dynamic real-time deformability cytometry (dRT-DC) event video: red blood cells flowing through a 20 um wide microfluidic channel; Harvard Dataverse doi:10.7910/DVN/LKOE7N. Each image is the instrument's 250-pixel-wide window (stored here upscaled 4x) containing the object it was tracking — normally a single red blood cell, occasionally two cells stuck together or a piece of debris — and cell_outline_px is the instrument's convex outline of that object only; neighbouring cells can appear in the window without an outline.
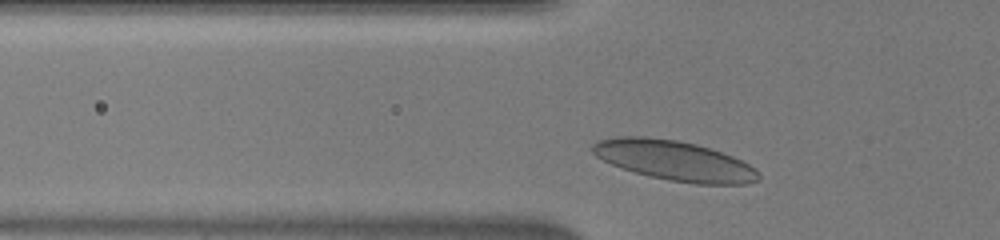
{"species": "human", "species_latin": "Homo sapiens", "temperature_condition": "warm", "stored_images_in_passage": 29, "camera_frame_rate_fps": 3000, "um_per_image_px": 0.085, "donor": {"sex": "male"}, "frame": {"image": 1, "passage_image": 3, "time_ms": 0.667, "image_size_px": [1000, 240], "cell_outline_px": [[760, 180], [744, 184], [696, 184], [668, 180], [620, 168], [596, 156], [592, 152], [592, 144], [596, 140], [616, 136], [644, 136], [676, 140], [696, 144], [712, 148], [732, 156], [756, 168], [760, 176]], "centroid_in_image_um": [57.32, 13.64], "position_along_channel_um": 68.5, "area_um2": 38.67}}
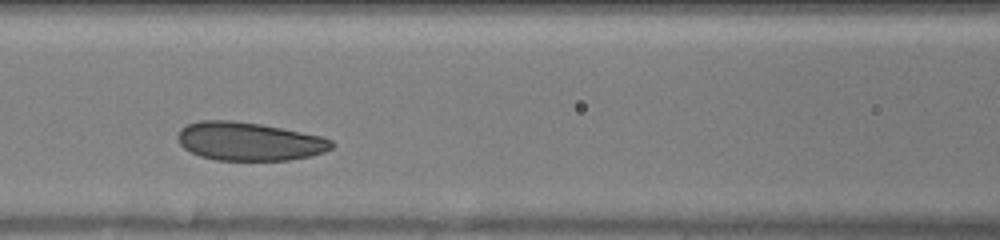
{"frame": {"image": 2, "passage_image": 9, "time_ms": 2.667, "image_size_px": [1000, 240], "cell_outline_px": [[332, 148], [324, 152], [308, 156], [288, 160], [216, 160], [200, 156], [184, 148], [180, 144], [180, 128], [188, 124], [200, 120], [232, 120], [260, 124], [324, 136], [332, 140]], "centroid_in_image_um": [21.19, 12.01], "position_along_channel_um": 145.4, "area_um2": 34.22}}
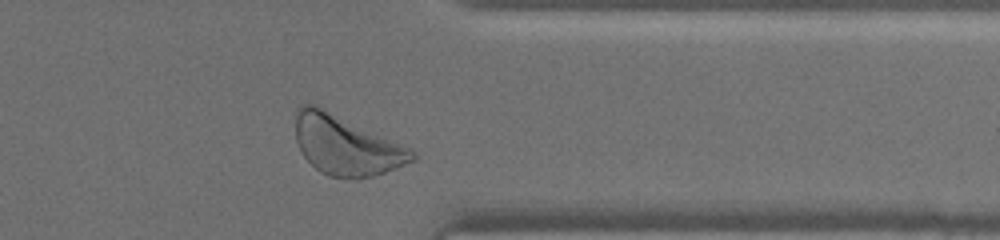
{"frame": {"image": 3, "passage_image": 27, "time_ms": 8.667, "image_size_px": [1000, 240], "cell_outline_px": [[416, 160], [396, 168], [372, 176], [356, 180], [328, 176], [320, 172], [304, 156], [296, 140], [296, 108], [300, 104], [316, 104], [400, 144], [416, 152]], "centroid_in_image_um": [29.39, 12.36], "position_along_channel_um": 382.0, "area_um2": 40.23}}